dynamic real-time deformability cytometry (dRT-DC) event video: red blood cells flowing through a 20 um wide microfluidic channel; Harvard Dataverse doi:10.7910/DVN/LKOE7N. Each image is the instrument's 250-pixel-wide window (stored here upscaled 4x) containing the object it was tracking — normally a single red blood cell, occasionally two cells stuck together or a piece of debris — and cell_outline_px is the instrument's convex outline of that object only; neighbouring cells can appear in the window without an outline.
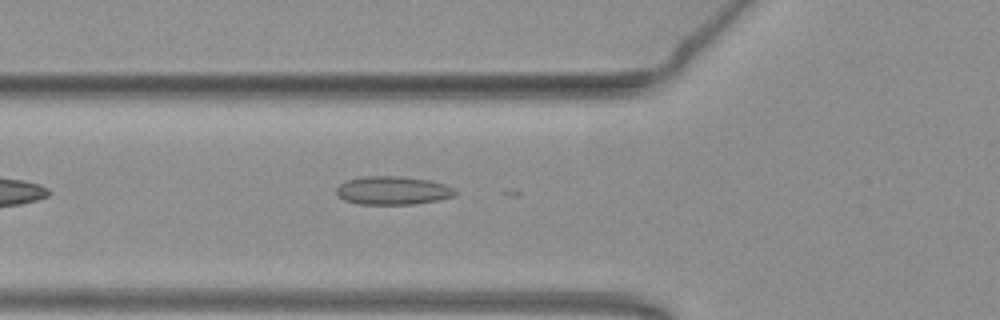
{"species": "common noctule bat (a hibernating species)", "species_latin": "Nyctalus noctula", "temperature_condition": "warm", "stored_images_in_passage": 36, "camera_frame_rate_fps": 3000, "um_per_image_px": 0.085, "animal": {"sex": "female", "body_mass_g": 19.3, "forearm_length_mm": 54.1}, "frame": {"image": 1, "passage_image": 3, "time_ms": 0.667, "image_size_px": [1000, 320], "cell_outline_px": [[456, 196], [440, 200], [416, 204], [360, 204], [344, 200], [336, 196], [336, 188], [340, 184], [348, 180], [364, 176], [400, 176], [432, 180], [444, 184], [452, 188], [456, 192]], "centroid_in_image_um": [33.4, 16.19], "position_along_channel_um": 92.4, "area_um2": 19.83}}
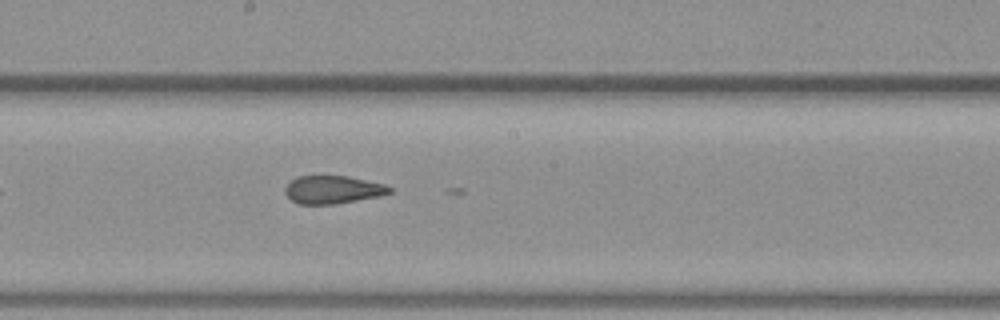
{"frame": {"image": 2, "passage_image": 13, "time_ms": 4.0, "image_size_px": [1000, 320], "cell_outline_px": [[392, 192], [380, 196], [332, 204], [296, 204], [284, 192], [284, 188], [296, 176], [348, 176], [384, 184], [392, 188]], "centroid_in_image_um": [28.28, 16.12], "position_along_channel_um": 219.9, "area_um2": 16.94}}
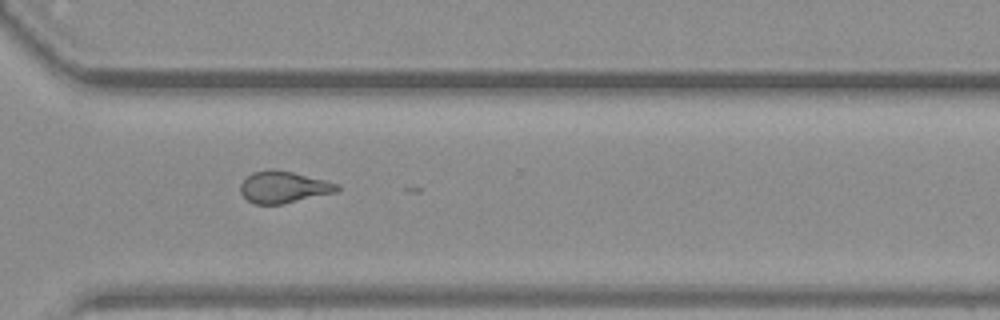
{"frame": {"image": 3, "passage_image": 23, "time_ms": 7.333, "image_size_px": [1000, 320], "cell_outline_px": [[340, 188], [336, 192], [280, 204], [252, 204], [240, 192], [240, 184], [252, 172], [272, 168], [292, 172], [340, 184]], "centroid_in_image_um": [24.08, 15.89], "position_along_channel_um": 346.5, "area_um2": 17.74}, "authors_computed_cell_mechanics": {"area_um2": 17.7446, "velocity_mm_per_s": 3.7975, "shape_relaxation_time_tau1_ms": null, "shape_relaxation_time_tau2_ms": 1.6935, "deformation_change_tau1": null, "deformation_change_tau2": 0.0943}}